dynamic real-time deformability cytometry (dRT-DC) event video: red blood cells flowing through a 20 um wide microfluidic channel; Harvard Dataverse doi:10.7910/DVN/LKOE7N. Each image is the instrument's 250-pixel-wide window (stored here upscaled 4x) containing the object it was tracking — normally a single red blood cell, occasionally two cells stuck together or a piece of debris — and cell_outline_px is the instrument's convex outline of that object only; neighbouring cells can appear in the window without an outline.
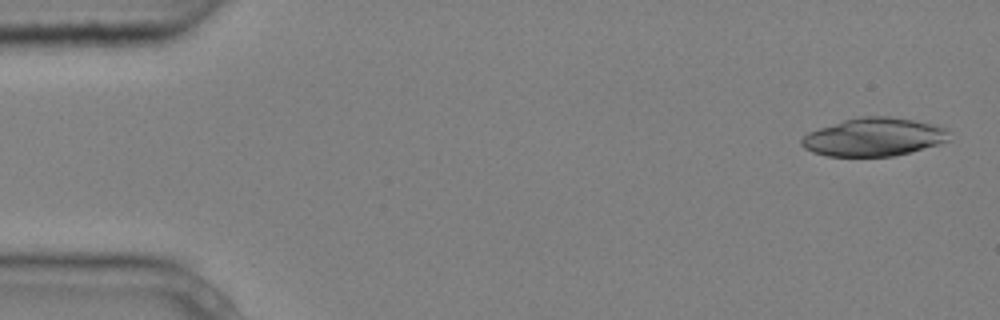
{"species": "common noctule bat (a hibernating species)", "species_latin": "Nyctalus noctula", "temperature_condition": "cold", "stored_images_in_passage": 4, "camera_frame_rate_fps": 3000, "um_per_image_px": 0.085, "animal": {"sex": "male", "body_mass_g": 20.4}, "frame": {"image": 1, "passage_image": 1, "time_ms": 0.0, "image_size_px": [1000, 320], "cell_outline_px": [[948, 140], [940, 144], [892, 156], [828, 156], [812, 152], [804, 148], [800, 144], [800, 140], [808, 132], [844, 120], [860, 116], [888, 116], [916, 120], [948, 128]], "centroid_in_image_um": [74.27, 11.64], "position_along_channel_um": 10.7, "area_um2": 32.77}}